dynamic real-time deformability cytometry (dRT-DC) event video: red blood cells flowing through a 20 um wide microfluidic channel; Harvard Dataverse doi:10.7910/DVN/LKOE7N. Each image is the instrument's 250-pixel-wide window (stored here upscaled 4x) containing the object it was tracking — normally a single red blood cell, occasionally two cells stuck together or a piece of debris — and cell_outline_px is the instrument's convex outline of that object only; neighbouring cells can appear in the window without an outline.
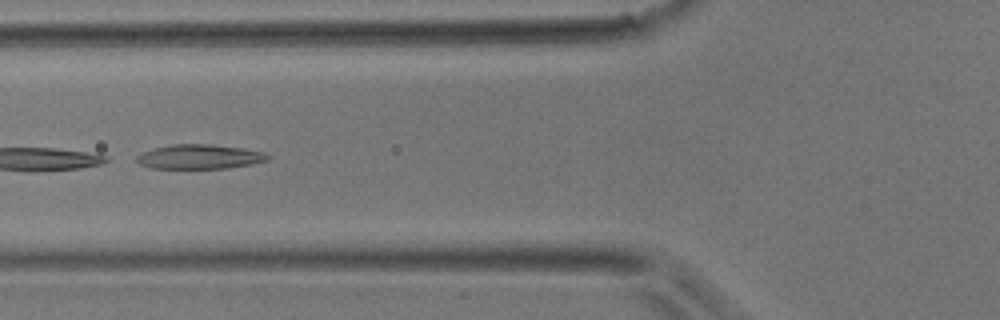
{"species": "common noctule bat (a hibernating species)", "species_latin": "Nyctalus noctula", "temperature_condition": "room temperature", "stored_images_in_passage": 4, "camera_frame_rate_fps": 3000, "um_per_image_px": 0.085, "animal": {"sex": "male", "body_mass_g": 17.9}, "frame": {"image": 1, "passage_image": 4, "time_ms": 1.0, "image_size_px": [1000, 320], "cell_outline_px": [[272, 156], [268, 160], [252, 164], [224, 168], [148, 168], [140, 164], [136, 160], [136, 156], [144, 152], [156, 148], [172, 144], [212, 144], [244, 148], [264, 152]], "centroid_in_image_um": [17.0, 13.32], "position_along_channel_um": 108.8, "area_um2": 18.67}}